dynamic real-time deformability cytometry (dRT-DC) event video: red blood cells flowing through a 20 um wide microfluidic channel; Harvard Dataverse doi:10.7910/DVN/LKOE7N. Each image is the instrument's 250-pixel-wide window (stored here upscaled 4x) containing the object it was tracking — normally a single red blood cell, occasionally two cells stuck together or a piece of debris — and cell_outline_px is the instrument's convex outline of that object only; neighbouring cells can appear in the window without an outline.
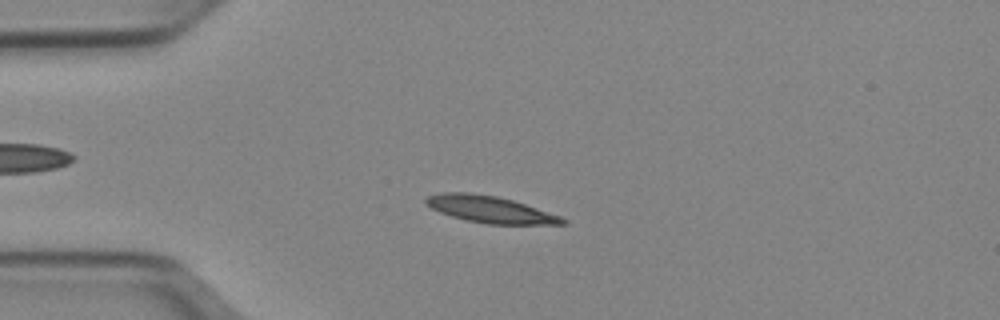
{"species": "Egyptian fruit bat (a non-hibernating species)", "species_latin": "Rousettus aegyptiacus", "temperature_condition": "cold", "stored_images_in_passage": 51, "camera_frame_rate_fps": 3000, "um_per_image_px": 0.085, "animal": {"sex": "female"}, "frame": {"image": 1, "passage_image": 12, "time_ms": 3.667, "image_size_px": [1000, 320], "cell_outline_px": [[568, 224], [488, 224], [464, 220], [440, 212], [424, 204], [424, 200], [428, 196], [440, 192], [468, 192], [496, 196], [512, 200], [560, 216], [568, 220]], "centroid_in_image_um": [41.62, 17.8], "position_along_channel_um": 43.4, "area_um2": 21.21}}
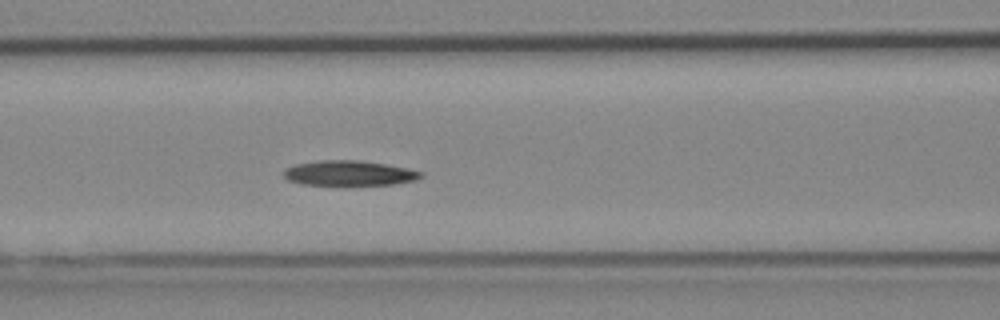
{"frame": {"image": 2, "passage_image": 21, "time_ms": 6.667, "image_size_px": [1000, 320], "cell_outline_px": [[424, 176], [416, 180], [392, 184], [300, 184], [288, 180], [280, 172], [284, 168], [292, 164], [320, 160], [360, 160], [408, 168], [424, 172]], "centroid_in_image_um": [29.63, 14.7], "position_along_channel_um": 137.0, "area_um2": 20.06}}
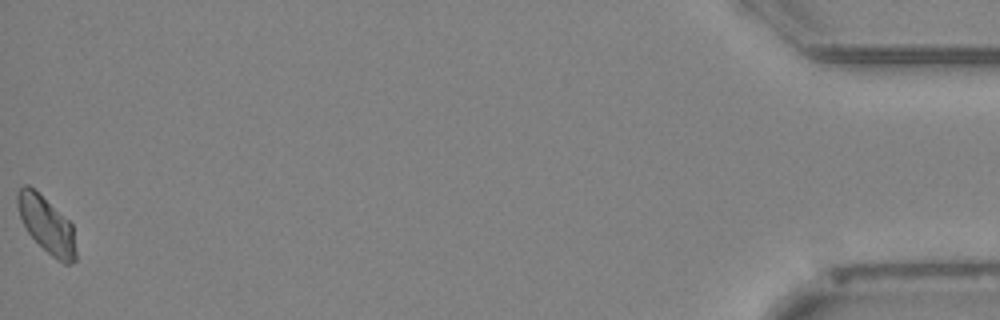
{"frame": {"image": 3, "passage_image": 51, "time_ms": 16.667, "image_size_px": [1000, 320], "cell_outline_px": [[76, 260], [72, 264], [64, 264], [56, 260], [28, 232], [20, 216], [16, 204], [16, 192], [24, 184], [28, 184], [68, 220], [72, 224], [76, 252]], "centroid_in_image_um": [3.96, 19.12], "position_along_channel_um": 431.2, "area_um2": 18.9}}